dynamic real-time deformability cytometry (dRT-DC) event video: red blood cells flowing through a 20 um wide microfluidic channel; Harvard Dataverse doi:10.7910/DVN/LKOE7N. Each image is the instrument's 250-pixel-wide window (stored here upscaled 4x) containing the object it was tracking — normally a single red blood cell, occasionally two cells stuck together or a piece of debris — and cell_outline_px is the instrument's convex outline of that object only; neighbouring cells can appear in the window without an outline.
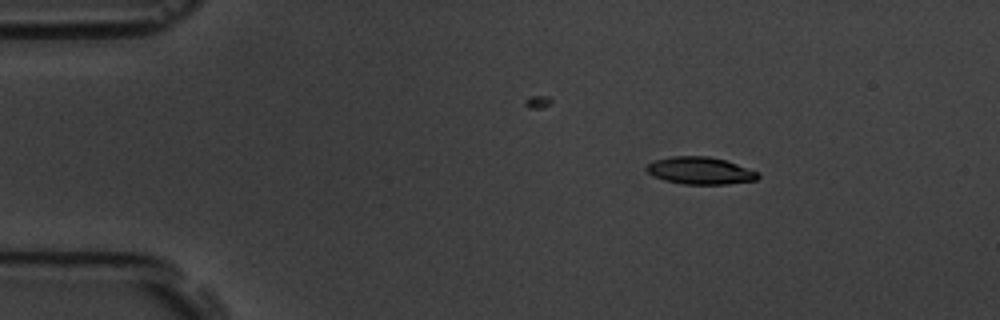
{"species": "common noctule bat (a hibernating species)", "species_latin": "Nyctalus noctula", "temperature_condition": "room temperature", "stored_images_in_passage": 10, "camera_frame_rate_fps": 3000, "um_per_image_px": 0.085, "animal": {"sex": "male", "body_mass_g": 19.5, "forearm_length_mm": 54.6}, "frame": {"image": 1, "passage_image": 1, "time_ms": 0.0, "image_size_px": [1000, 320], "cell_outline_px": [[760, 176], [756, 180], [728, 184], [684, 184], [664, 180], [652, 176], [644, 168], [648, 164], [656, 160], [672, 156], [708, 156], [724, 160], [760, 172]], "centroid_in_image_um": [59.52, 14.51], "position_along_channel_um": 25.5, "area_um2": 17.69}}
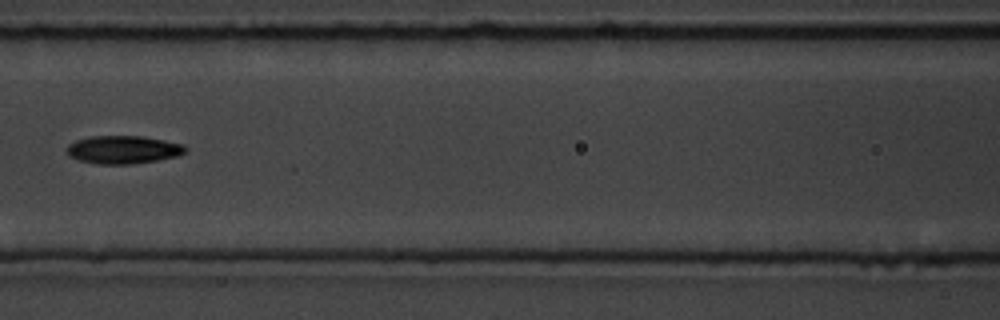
{"frame": {"image": 2, "passage_image": 6, "time_ms": 5.667, "image_size_px": [1000, 320], "cell_outline_px": [[188, 148], [184, 152], [176, 156], [156, 160], [132, 164], [100, 164], [80, 160], [68, 156], [68, 144], [76, 140], [92, 136], [144, 136], [184, 144]], "centroid_in_image_um": [10.48, 12.71], "position_along_channel_um": 156.1, "area_um2": 19.25}}
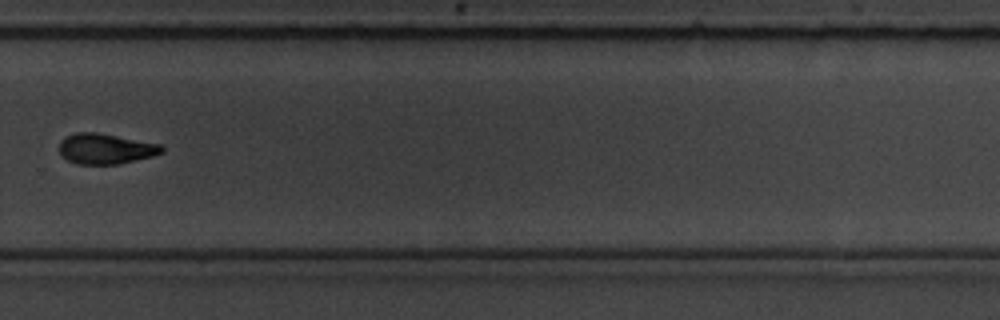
{"frame": {"image": 3, "passage_image": 10, "time_ms": 10.333, "image_size_px": [1000, 320], "cell_outline_px": [[164, 152], [152, 156], [120, 164], [76, 164], [68, 160], [60, 152], [60, 140], [64, 136], [76, 132], [96, 132], [160, 144], [164, 148]], "centroid_in_image_um": [8.97, 12.64], "position_along_channel_um": 320.8, "area_um2": 18.15}}